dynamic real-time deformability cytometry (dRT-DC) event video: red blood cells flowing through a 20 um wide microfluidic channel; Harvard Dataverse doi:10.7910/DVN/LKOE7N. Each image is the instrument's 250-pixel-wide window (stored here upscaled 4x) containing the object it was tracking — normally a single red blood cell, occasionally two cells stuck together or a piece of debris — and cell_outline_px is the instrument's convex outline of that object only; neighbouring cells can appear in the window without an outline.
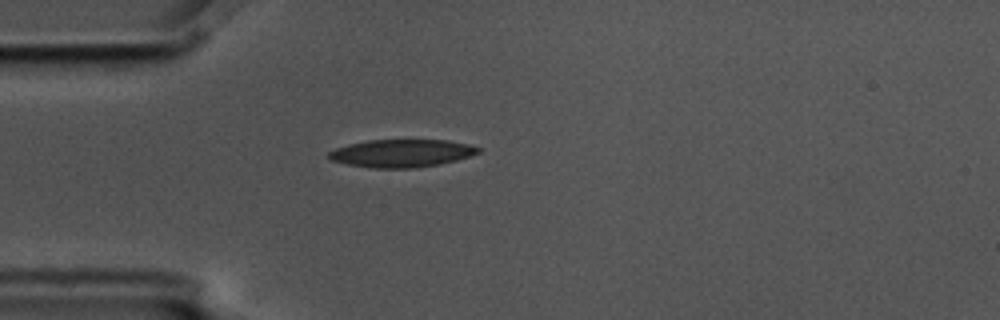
{"species": "common noctule bat (a hibernating species)", "species_latin": "Nyctalus noctula", "temperature_condition": "cold", "stored_images_in_passage": 2, "camera_frame_rate_fps": 3000, "um_per_image_px": 0.085, "animal": {"sex": "male", "body_mass_g": 17.5, "forearm_length_mm": 52.3}, "frame": {"image": 1, "passage_image": 1, "time_ms": 0.0, "image_size_px": [1000, 320], "cell_outline_px": [[480, 152], [456, 160], [440, 164], [416, 168], [372, 168], [348, 164], [332, 160], [328, 156], [328, 152], [336, 148], [348, 144], [368, 140], [448, 140], [468, 144], [480, 148]], "centroid_in_image_um": [34.13, 13.02], "position_along_channel_um": 50.9, "area_um2": 24.1}}